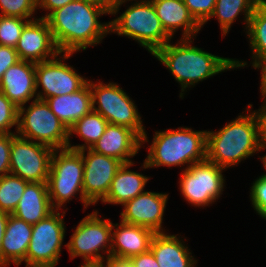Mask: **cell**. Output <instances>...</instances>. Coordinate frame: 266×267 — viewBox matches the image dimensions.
Listing matches in <instances>:
<instances>
[{"label": "cell", "mask_w": 266, "mask_h": 267, "mask_svg": "<svg viewBox=\"0 0 266 267\" xmlns=\"http://www.w3.org/2000/svg\"><path fill=\"white\" fill-rule=\"evenodd\" d=\"M105 14L110 12L96 3L73 0L40 18L47 21L59 52L74 53L101 43L110 33V22L98 19Z\"/></svg>", "instance_id": "obj_1"}, {"label": "cell", "mask_w": 266, "mask_h": 267, "mask_svg": "<svg viewBox=\"0 0 266 267\" xmlns=\"http://www.w3.org/2000/svg\"><path fill=\"white\" fill-rule=\"evenodd\" d=\"M169 41L152 55L159 60L181 85L180 98L186 88L225 70L245 67L247 62L216 56L192 46L191 38H181L176 45ZM183 92V93H182Z\"/></svg>", "instance_id": "obj_2"}, {"label": "cell", "mask_w": 266, "mask_h": 267, "mask_svg": "<svg viewBox=\"0 0 266 267\" xmlns=\"http://www.w3.org/2000/svg\"><path fill=\"white\" fill-rule=\"evenodd\" d=\"M258 151L259 124L253 111L238 115L218 132L207 131L206 159L225 170Z\"/></svg>", "instance_id": "obj_3"}, {"label": "cell", "mask_w": 266, "mask_h": 267, "mask_svg": "<svg viewBox=\"0 0 266 267\" xmlns=\"http://www.w3.org/2000/svg\"><path fill=\"white\" fill-rule=\"evenodd\" d=\"M148 156L143 167L184 166L189 168L192 164L206 159L207 130L194 131L188 127L155 131Z\"/></svg>", "instance_id": "obj_4"}, {"label": "cell", "mask_w": 266, "mask_h": 267, "mask_svg": "<svg viewBox=\"0 0 266 267\" xmlns=\"http://www.w3.org/2000/svg\"><path fill=\"white\" fill-rule=\"evenodd\" d=\"M131 4L110 21V33L132 38L153 54L171 41V37L163 29L151 0H135Z\"/></svg>", "instance_id": "obj_5"}, {"label": "cell", "mask_w": 266, "mask_h": 267, "mask_svg": "<svg viewBox=\"0 0 266 267\" xmlns=\"http://www.w3.org/2000/svg\"><path fill=\"white\" fill-rule=\"evenodd\" d=\"M84 162L79 151L68 148L54 150L51 157L48 178V192L55 210L80 194V200L86 209L91 204L85 199L83 191Z\"/></svg>", "instance_id": "obj_6"}, {"label": "cell", "mask_w": 266, "mask_h": 267, "mask_svg": "<svg viewBox=\"0 0 266 267\" xmlns=\"http://www.w3.org/2000/svg\"><path fill=\"white\" fill-rule=\"evenodd\" d=\"M16 135L57 149L70 142L68 127L51 111L45 100L34 98L26 108H18Z\"/></svg>", "instance_id": "obj_7"}, {"label": "cell", "mask_w": 266, "mask_h": 267, "mask_svg": "<svg viewBox=\"0 0 266 267\" xmlns=\"http://www.w3.org/2000/svg\"><path fill=\"white\" fill-rule=\"evenodd\" d=\"M90 91L93 111L101 114L110 124L133 130L141 138V144L149 142L135 102L118 84L90 81Z\"/></svg>", "instance_id": "obj_8"}, {"label": "cell", "mask_w": 266, "mask_h": 267, "mask_svg": "<svg viewBox=\"0 0 266 267\" xmlns=\"http://www.w3.org/2000/svg\"><path fill=\"white\" fill-rule=\"evenodd\" d=\"M99 212L88 214L77 225L65 247L71 259L82 257L83 264H103L111 258L112 222L99 218ZM106 252V258L101 253Z\"/></svg>", "instance_id": "obj_9"}, {"label": "cell", "mask_w": 266, "mask_h": 267, "mask_svg": "<svg viewBox=\"0 0 266 267\" xmlns=\"http://www.w3.org/2000/svg\"><path fill=\"white\" fill-rule=\"evenodd\" d=\"M65 212L61 214L55 210L32 226L25 267H56L65 239Z\"/></svg>", "instance_id": "obj_10"}, {"label": "cell", "mask_w": 266, "mask_h": 267, "mask_svg": "<svg viewBox=\"0 0 266 267\" xmlns=\"http://www.w3.org/2000/svg\"><path fill=\"white\" fill-rule=\"evenodd\" d=\"M224 168L205 159L184 169L179 181L184 199L194 206L205 207L220 197L224 191Z\"/></svg>", "instance_id": "obj_11"}, {"label": "cell", "mask_w": 266, "mask_h": 267, "mask_svg": "<svg viewBox=\"0 0 266 267\" xmlns=\"http://www.w3.org/2000/svg\"><path fill=\"white\" fill-rule=\"evenodd\" d=\"M54 149L11 134L10 172L28 182L47 183Z\"/></svg>", "instance_id": "obj_12"}, {"label": "cell", "mask_w": 266, "mask_h": 267, "mask_svg": "<svg viewBox=\"0 0 266 267\" xmlns=\"http://www.w3.org/2000/svg\"><path fill=\"white\" fill-rule=\"evenodd\" d=\"M72 54L60 52L53 59L35 63L36 90L38 91L40 86L42 88V92L37 93V99L45 100L49 97L71 94L88 82V79L63 62L73 56Z\"/></svg>", "instance_id": "obj_13"}, {"label": "cell", "mask_w": 266, "mask_h": 267, "mask_svg": "<svg viewBox=\"0 0 266 267\" xmlns=\"http://www.w3.org/2000/svg\"><path fill=\"white\" fill-rule=\"evenodd\" d=\"M86 151L88 152L85 153ZM79 152L84 162V196L91 205H95L106 197L111 182L123 163L116 158L96 153L90 148Z\"/></svg>", "instance_id": "obj_14"}, {"label": "cell", "mask_w": 266, "mask_h": 267, "mask_svg": "<svg viewBox=\"0 0 266 267\" xmlns=\"http://www.w3.org/2000/svg\"><path fill=\"white\" fill-rule=\"evenodd\" d=\"M167 201V193L145 191L122 205L121 221L165 233L162 221Z\"/></svg>", "instance_id": "obj_15"}, {"label": "cell", "mask_w": 266, "mask_h": 267, "mask_svg": "<svg viewBox=\"0 0 266 267\" xmlns=\"http://www.w3.org/2000/svg\"><path fill=\"white\" fill-rule=\"evenodd\" d=\"M15 49L20 60L34 63L53 59L60 53L47 21L42 18L31 20L24 26Z\"/></svg>", "instance_id": "obj_16"}, {"label": "cell", "mask_w": 266, "mask_h": 267, "mask_svg": "<svg viewBox=\"0 0 266 267\" xmlns=\"http://www.w3.org/2000/svg\"><path fill=\"white\" fill-rule=\"evenodd\" d=\"M0 91L18 108L37 98L35 63L20 60L9 67L0 81Z\"/></svg>", "instance_id": "obj_17"}, {"label": "cell", "mask_w": 266, "mask_h": 267, "mask_svg": "<svg viewBox=\"0 0 266 267\" xmlns=\"http://www.w3.org/2000/svg\"><path fill=\"white\" fill-rule=\"evenodd\" d=\"M141 146V138L133 130L108 123L105 132L90 149L126 164L133 162L130 158L138 153Z\"/></svg>", "instance_id": "obj_18"}, {"label": "cell", "mask_w": 266, "mask_h": 267, "mask_svg": "<svg viewBox=\"0 0 266 267\" xmlns=\"http://www.w3.org/2000/svg\"><path fill=\"white\" fill-rule=\"evenodd\" d=\"M155 234L146 227L122 221L120 224L112 223L111 258L129 260L133 256L149 251Z\"/></svg>", "instance_id": "obj_19"}, {"label": "cell", "mask_w": 266, "mask_h": 267, "mask_svg": "<svg viewBox=\"0 0 266 267\" xmlns=\"http://www.w3.org/2000/svg\"><path fill=\"white\" fill-rule=\"evenodd\" d=\"M32 226L9 214L0 248V267L10 266L11 263L18 267L23 261L25 262Z\"/></svg>", "instance_id": "obj_20"}, {"label": "cell", "mask_w": 266, "mask_h": 267, "mask_svg": "<svg viewBox=\"0 0 266 267\" xmlns=\"http://www.w3.org/2000/svg\"><path fill=\"white\" fill-rule=\"evenodd\" d=\"M165 32L172 38L183 28L182 38L193 39L202 26L190 14L183 0H151Z\"/></svg>", "instance_id": "obj_21"}, {"label": "cell", "mask_w": 266, "mask_h": 267, "mask_svg": "<svg viewBox=\"0 0 266 267\" xmlns=\"http://www.w3.org/2000/svg\"><path fill=\"white\" fill-rule=\"evenodd\" d=\"M54 211L49 198L48 184L28 182L12 215L34 225Z\"/></svg>", "instance_id": "obj_22"}, {"label": "cell", "mask_w": 266, "mask_h": 267, "mask_svg": "<svg viewBox=\"0 0 266 267\" xmlns=\"http://www.w3.org/2000/svg\"><path fill=\"white\" fill-rule=\"evenodd\" d=\"M178 235L156 233L152 239L150 250L159 267H196L194 259L185 242Z\"/></svg>", "instance_id": "obj_23"}, {"label": "cell", "mask_w": 266, "mask_h": 267, "mask_svg": "<svg viewBox=\"0 0 266 267\" xmlns=\"http://www.w3.org/2000/svg\"><path fill=\"white\" fill-rule=\"evenodd\" d=\"M51 111L68 127L90 113L92 95L90 80L77 92L45 99Z\"/></svg>", "instance_id": "obj_24"}, {"label": "cell", "mask_w": 266, "mask_h": 267, "mask_svg": "<svg viewBox=\"0 0 266 267\" xmlns=\"http://www.w3.org/2000/svg\"><path fill=\"white\" fill-rule=\"evenodd\" d=\"M133 165V162L122 164L111 182L106 197L101 202L123 205L145 192L144 187L150 178L142 173L131 171L129 168Z\"/></svg>", "instance_id": "obj_25"}, {"label": "cell", "mask_w": 266, "mask_h": 267, "mask_svg": "<svg viewBox=\"0 0 266 267\" xmlns=\"http://www.w3.org/2000/svg\"><path fill=\"white\" fill-rule=\"evenodd\" d=\"M258 4L259 0H216L214 11L209 19L214 17L218 19L224 37L240 13L244 14L245 29H247L249 19Z\"/></svg>", "instance_id": "obj_26"}, {"label": "cell", "mask_w": 266, "mask_h": 267, "mask_svg": "<svg viewBox=\"0 0 266 267\" xmlns=\"http://www.w3.org/2000/svg\"><path fill=\"white\" fill-rule=\"evenodd\" d=\"M252 50V66L257 69L266 63V8L259 3L251 15L247 30Z\"/></svg>", "instance_id": "obj_27"}, {"label": "cell", "mask_w": 266, "mask_h": 267, "mask_svg": "<svg viewBox=\"0 0 266 267\" xmlns=\"http://www.w3.org/2000/svg\"><path fill=\"white\" fill-rule=\"evenodd\" d=\"M107 125L108 121L101 114L92 110L69 128V136L77 134L84 141V144L72 145L69 142L67 148L76 151L91 148L105 132Z\"/></svg>", "instance_id": "obj_28"}, {"label": "cell", "mask_w": 266, "mask_h": 267, "mask_svg": "<svg viewBox=\"0 0 266 267\" xmlns=\"http://www.w3.org/2000/svg\"><path fill=\"white\" fill-rule=\"evenodd\" d=\"M28 181L11 173L0 177V211L12 214L18 206Z\"/></svg>", "instance_id": "obj_29"}, {"label": "cell", "mask_w": 266, "mask_h": 267, "mask_svg": "<svg viewBox=\"0 0 266 267\" xmlns=\"http://www.w3.org/2000/svg\"><path fill=\"white\" fill-rule=\"evenodd\" d=\"M31 20L0 15V45L16 47L22 29Z\"/></svg>", "instance_id": "obj_30"}, {"label": "cell", "mask_w": 266, "mask_h": 267, "mask_svg": "<svg viewBox=\"0 0 266 267\" xmlns=\"http://www.w3.org/2000/svg\"><path fill=\"white\" fill-rule=\"evenodd\" d=\"M38 9L37 0H0V14L35 20L33 14Z\"/></svg>", "instance_id": "obj_31"}, {"label": "cell", "mask_w": 266, "mask_h": 267, "mask_svg": "<svg viewBox=\"0 0 266 267\" xmlns=\"http://www.w3.org/2000/svg\"><path fill=\"white\" fill-rule=\"evenodd\" d=\"M18 125V107L0 91V133L16 134L10 129Z\"/></svg>", "instance_id": "obj_32"}, {"label": "cell", "mask_w": 266, "mask_h": 267, "mask_svg": "<svg viewBox=\"0 0 266 267\" xmlns=\"http://www.w3.org/2000/svg\"><path fill=\"white\" fill-rule=\"evenodd\" d=\"M190 14L202 26L212 15L216 0H183Z\"/></svg>", "instance_id": "obj_33"}, {"label": "cell", "mask_w": 266, "mask_h": 267, "mask_svg": "<svg viewBox=\"0 0 266 267\" xmlns=\"http://www.w3.org/2000/svg\"><path fill=\"white\" fill-rule=\"evenodd\" d=\"M250 200L252 207L262 218L266 220V176L257 178L250 190Z\"/></svg>", "instance_id": "obj_34"}, {"label": "cell", "mask_w": 266, "mask_h": 267, "mask_svg": "<svg viewBox=\"0 0 266 267\" xmlns=\"http://www.w3.org/2000/svg\"><path fill=\"white\" fill-rule=\"evenodd\" d=\"M11 134L0 133V177L10 172Z\"/></svg>", "instance_id": "obj_35"}, {"label": "cell", "mask_w": 266, "mask_h": 267, "mask_svg": "<svg viewBox=\"0 0 266 267\" xmlns=\"http://www.w3.org/2000/svg\"><path fill=\"white\" fill-rule=\"evenodd\" d=\"M20 61L14 47L0 45V81L6 70Z\"/></svg>", "instance_id": "obj_36"}, {"label": "cell", "mask_w": 266, "mask_h": 267, "mask_svg": "<svg viewBox=\"0 0 266 267\" xmlns=\"http://www.w3.org/2000/svg\"><path fill=\"white\" fill-rule=\"evenodd\" d=\"M259 124L260 150L266 149V104H262L258 110H254Z\"/></svg>", "instance_id": "obj_37"}, {"label": "cell", "mask_w": 266, "mask_h": 267, "mask_svg": "<svg viewBox=\"0 0 266 267\" xmlns=\"http://www.w3.org/2000/svg\"><path fill=\"white\" fill-rule=\"evenodd\" d=\"M129 262L133 267H159L151 250L131 257Z\"/></svg>", "instance_id": "obj_38"}, {"label": "cell", "mask_w": 266, "mask_h": 267, "mask_svg": "<svg viewBox=\"0 0 266 267\" xmlns=\"http://www.w3.org/2000/svg\"><path fill=\"white\" fill-rule=\"evenodd\" d=\"M73 0H37V7L43 8L50 13L58 8L65 6Z\"/></svg>", "instance_id": "obj_39"}, {"label": "cell", "mask_w": 266, "mask_h": 267, "mask_svg": "<svg viewBox=\"0 0 266 267\" xmlns=\"http://www.w3.org/2000/svg\"><path fill=\"white\" fill-rule=\"evenodd\" d=\"M102 265L103 267H133L129 260H120L112 258H109L106 262H103Z\"/></svg>", "instance_id": "obj_40"}, {"label": "cell", "mask_w": 266, "mask_h": 267, "mask_svg": "<svg viewBox=\"0 0 266 267\" xmlns=\"http://www.w3.org/2000/svg\"><path fill=\"white\" fill-rule=\"evenodd\" d=\"M261 68V90L260 93L262 95V99L264 98L263 104H266V63L259 66L257 69Z\"/></svg>", "instance_id": "obj_41"}, {"label": "cell", "mask_w": 266, "mask_h": 267, "mask_svg": "<svg viewBox=\"0 0 266 267\" xmlns=\"http://www.w3.org/2000/svg\"><path fill=\"white\" fill-rule=\"evenodd\" d=\"M8 217H9L8 213L0 211V248H1L2 240L4 238V232L6 230Z\"/></svg>", "instance_id": "obj_42"}, {"label": "cell", "mask_w": 266, "mask_h": 267, "mask_svg": "<svg viewBox=\"0 0 266 267\" xmlns=\"http://www.w3.org/2000/svg\"><path fill=\"white\" fill-rule=\"evenodd\" d=\"M89 1L104 7L109 12H111L114 6L118 3V0H89Z\"/></svg>", "instance_id": "obj_43"}, {"label": "cell", "mask_w": 266, "mask_h": 267, "mask_svg": "<svg viewBox=\"0 0 266 267\" xmlns=\"http://www.w3.org/2000/svg\"><path fill=\"white\" fill-rule=\"evenodd\" d=\"M127 1H135V0H118V3L114 6V8L110 12V14L116 15L118 13V11L120 10V6H122V4L127 2Z\"/></svg>", "instance_id": "obj_44"}, {"label": "cell", "mask_w": 266, "mask_h": 267, "mask_svg": "<svg viewBox=\"0 0 266 267\" xmlns=\"http://www.w3.org/2000/svg\"><path fill=\"white\" fill-rule=\"evenodd\" d=\"M80 267H103V265L102 264H88V265L82 264Z\"/></svg>", "instance_id": "obj_45"}, {"label": "cell", "mask_w": 266, "mask_h": 267, "mask_svg": "<svg viewBox=\"0 0 266 267\" xmlns=\"http://www.w3.org/2000/svg\"><path fill=\"white\" fill-rule=\"evenodd\" d=\"M260 160H262V162L264 164V168L266 169V155L260 157ZM262 175H265L266 176V173L265 174L263 173Z\"/></svg>", "instance_id": "obj_46"}, {"label": "cell", "mask_w": 266, "mask_h": 267, "mask_svg": "<svg viewBox=\"0 0 266 267\" xmlns=\"http://www.w3.org/2000/svg\"><path fill=\"white\" fill-rule=\"evenodd\" d=\"M259 3H261L266 8V0H259Z\"/></svg>", "instance_id": "obj_47"}]
</instances>
